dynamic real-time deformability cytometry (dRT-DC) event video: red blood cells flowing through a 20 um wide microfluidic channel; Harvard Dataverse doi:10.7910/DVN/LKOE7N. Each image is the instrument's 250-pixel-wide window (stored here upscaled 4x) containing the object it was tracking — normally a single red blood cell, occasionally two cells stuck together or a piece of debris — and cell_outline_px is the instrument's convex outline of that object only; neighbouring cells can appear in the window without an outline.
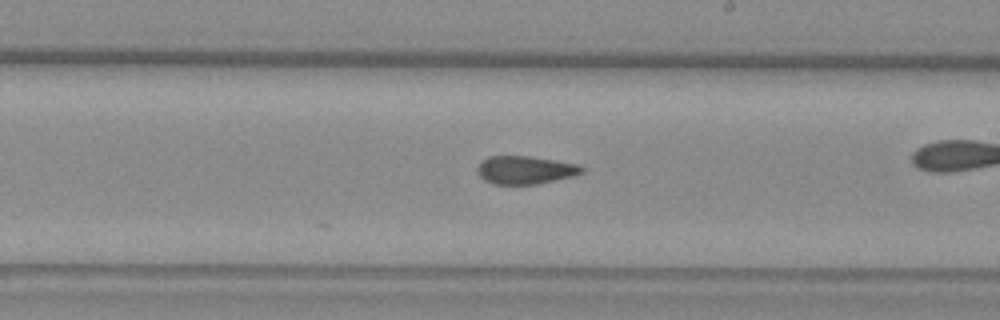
{"species": "common noctule bat (a hibernating species)", "species_latin": "Nyctalus noctula", "temperature_condition": "warm", "stored_images_in_passage": 42, "camera_frame_rate_fps": 3000, "um_per_image_px": 0.085, "animal": {"sex": "female", "body_mass_g": 29.2, "forearm_length_mm": 56.3}, "frame": {"image": 1, "passage_image": 30, "time_ms": 9.667, "image_size_px": [1000, 320], "cell_outline_px": [[584, 172], [572, 176], [536, 184], [492, 184], [484, 180], [476, 172], [476, 168], [488, 156], [528, 156], [580, 164], [584, 168]], "centroid_in_image_um": [44.64, 14.45], "position_along_channel_um": 244.4, "area_um2": 17.05}}
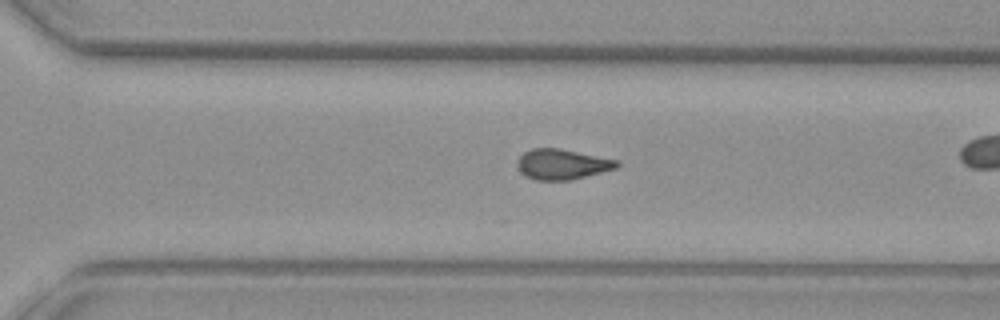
{"frame": {"image": 2, "passage_image": 36, "time_ms": 11.667, "image_size_px": [1000, 320], "cell_outline_px": [[620, 164], [616, 168], [572, 180], [536, 180], [524, 176], [520, 172], [516, 164], [516, 160], [524, 152], [532, 148], [560, 148], [620, 160]], "centroid_in_image_um": [47.77, 13.96], "position_along_channel_um": 322.8, "area_um2": 17.86}, "authors_computed_cell_mechanics": {"area_um2": 17.6868, "velocity_mm_per_s": 3.9247, "shape_relaxation_time_tau1_ms": null, "shape_relaxation_time_tau2_ms": 1.8341, "deformation_change_tau1": null, "deformation_change_tau2": 0.0922}}